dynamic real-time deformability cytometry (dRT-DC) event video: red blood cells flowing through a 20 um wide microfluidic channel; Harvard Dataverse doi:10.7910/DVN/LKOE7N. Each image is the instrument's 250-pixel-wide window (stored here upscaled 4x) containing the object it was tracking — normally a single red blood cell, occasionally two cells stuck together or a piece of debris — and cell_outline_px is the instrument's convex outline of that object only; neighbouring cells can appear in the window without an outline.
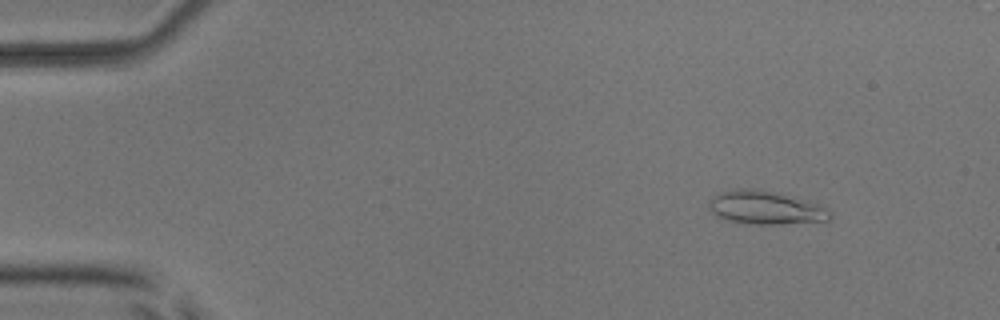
{"species": "common noctule bat (a hibernating species)", "species_latin": "Nyctalus noctula", "temperature_condition": "room temperature", "stored_images_in_passage": 40, "camera_frame_rate_fps": 3000, "um_per_image_px": 0.085, "animal": {"sex": "male", "body_mass_g": 17.9, "forearm_length_mm": 54.2}, "frame": {"image": 1, "passage_image": 4, "time_ms": 1.0, "image_size_px": [1000, 320], "cell_outline_px": [[832, 216], [828, 220], [780, 224], [756, 224], [728, 220], [712, 212], [708, 208], [708, 204], [712, 196], [720, 192], [736, 188], [752, 188], [780, 192], [820, 204], [832, 212]], "centroid_in_image_um": [65.09, 17.62], "position_along_channel_um": 19.9, "area_um2": 23.7}}
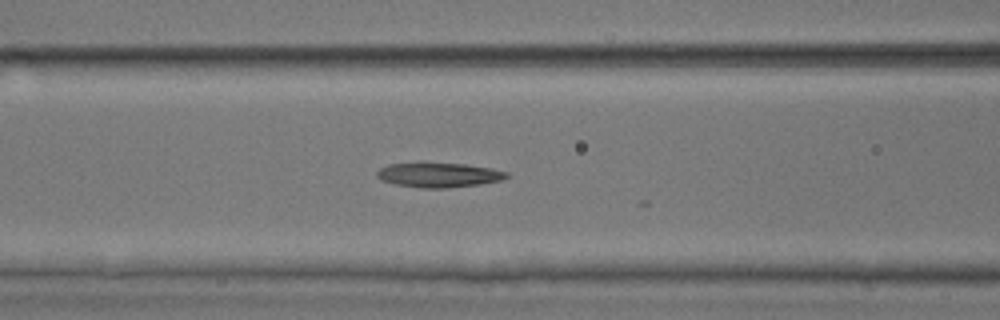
{"frame": {"image": 2, "passage_image": 20, "time_ms": 6.333, "image_size_px": [1000, 320], "cell_outline_px": [[508, 176], [500, 180], [480, 184], [448, 188], [420, 188], [396, 184], [380, 180], [376, 176], [376, 172], [380, 168], [388, 164], [420, 160], [424, 160], [464, 164], [492, 168], [508, 172]], "centroid_in_image_um": [37.22, 14.83], "position_along_channel_um": 129.4, "area_um2": 19.42}}
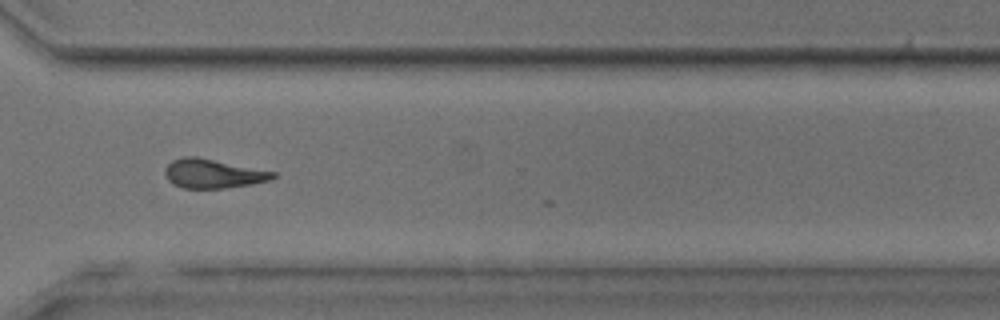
{"frame": {"image": 3, "passage_image": 37, "time_ms": 12.0, "image_size_px": [1000, 320], "cell_outline_px": [[276, 176], [272, 180], [252, 184], [224, 188], [180, 188], [172, 184], [168, 180], [164, 172], [164, 168], [172, 160], [184, 156], [196, 156], [276, 172]], "centroid_in_image_um": [18.09, 14.76], "position_along_channel_um": 352.5, "area_um2": 18.44}}